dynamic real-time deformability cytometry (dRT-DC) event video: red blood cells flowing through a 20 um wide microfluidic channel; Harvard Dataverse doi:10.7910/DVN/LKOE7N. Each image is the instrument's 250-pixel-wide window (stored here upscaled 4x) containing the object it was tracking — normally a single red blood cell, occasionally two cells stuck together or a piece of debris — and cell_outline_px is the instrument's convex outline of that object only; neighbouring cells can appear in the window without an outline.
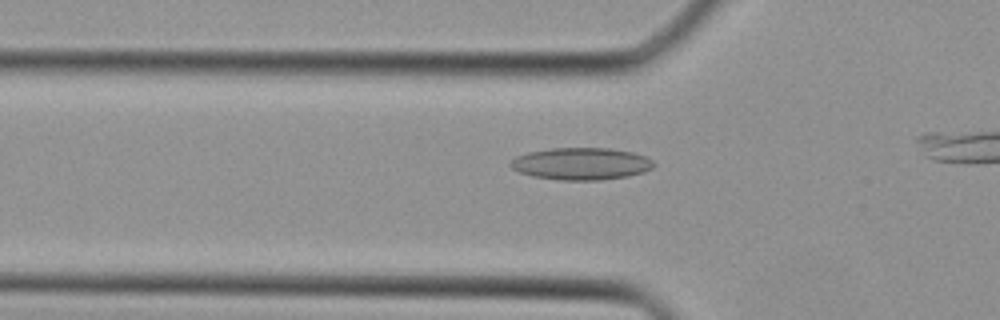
{"species": "Egyptian fruit bat (a non-hibernating species)", "species_latin": "Rousettus aegyptiacus", "temperature_condition": "cold", "stored_images_in_passage": 6, "camera_frame_rate_fps": 3000, "um_per_image_px": 0.085, "animal": {"sex": "female"}, "frame": {"image": 1, "passage_image": 4, "time_ms": 1.0, "image_size_px": [1000, 320], "cell_outline_px": [[656, 164], [652, 168], [644, 172], [628, 176], [600, 180], [560, 180], [532, 176], [520, 172], [512, 168], [508, 164], [516, 156], [528, 152], [552, 148], [608, 148], [632, 152], [644, 156], [652, 160]], "centroid_in_image_um": [49.4, 13.92], "position_along_channel_um": 76.4, "area_um2": 26.82}}